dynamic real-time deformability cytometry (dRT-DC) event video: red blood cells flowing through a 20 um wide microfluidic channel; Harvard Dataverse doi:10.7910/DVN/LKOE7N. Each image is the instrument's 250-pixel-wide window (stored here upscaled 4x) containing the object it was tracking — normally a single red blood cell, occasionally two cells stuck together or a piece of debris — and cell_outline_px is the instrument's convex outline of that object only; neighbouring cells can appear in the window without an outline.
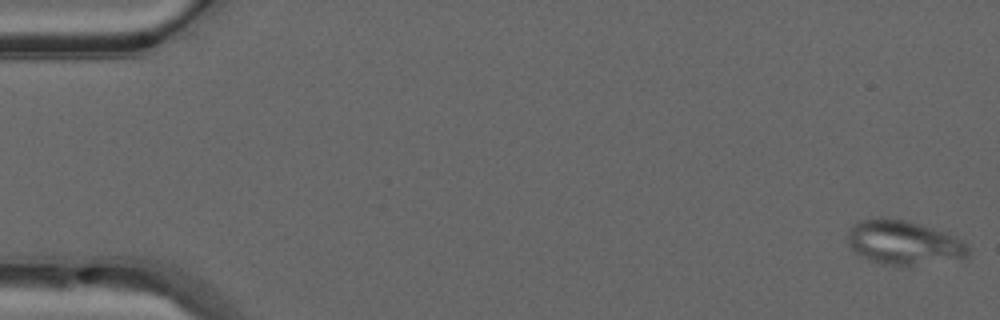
{"species": "common noctule bat (a hibernating species)", "species_latin": "Nyctalus noctula", "temperature_condition": "warm", "stored_images_in_passage": 50, "camera_frame_rate_fps": 3000, "um_per_image_px": 0.085, "animal": {"sex": "male", "forearm_length_mm": 52.5}, "frame": {"image": 1, "passage_image": 1, "time_ms": 0.0, "image_size_px": [1000, 320], "cell_outline_px": [[968, 260], [908, 264], [880, 264], [856, 252], [852, 248], [848, 240], [848, 228], [860, 220], [880, 216], [908, 220], [944, 232], [960, 240], [968, 248]], "centroid_in_image_um": [76.82, 20.59], "position_along_channel_um": 8.2, "area_um2": 30.81}}
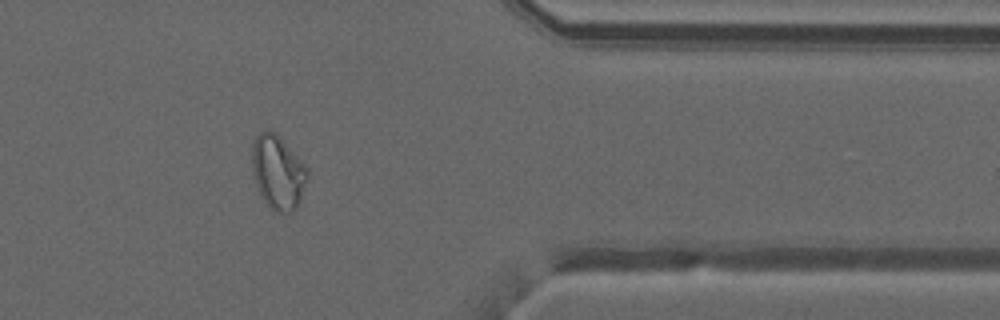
{"frame": {"image": 2, "passage_image": 41, "time_ms": 13.333, "image_size_px": [1000, 320], "cell_outline_px": [[308, 176], [300, 200], [296, 208], [288, 212], [276, 212], [260, 196], [252, 172], [252, 140], [264, 128], [268, 128], [276, 132], [280, 136], [308, 168]], "centroid_in_image_um": [23.6, 14.58], "position_along_channel_um": 387.8, "area_um2": 24.04}}
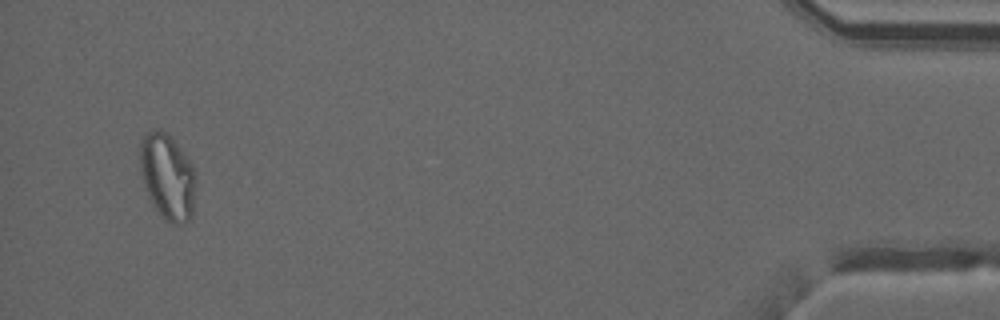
{"frame": {"image": 3, "passage_image": 48, "time_ms": 15.667, "image_size_px": [1000, 320], "cell_outline_px": [[196, 180], [192, 220], [176, 224], [172, 224], [164, 220], [148, 196], [140, 172], [140, 140], [148, 132], [156, 128], [172, 136], [188, 160], [196, 176]], "centroid_in_image_um": [14.24, 15.03], "position_along_channel_um": 421.0, "area_um2": 27.98}, "authors_computed_cell_mechanics": {"area_um2": 25.3164, "velocity_mm_per_s": 4.0874, "shape_relaxation_time_tau1_ms": null, "shape_relaxation_time_tau2_ms": 1.6715, "deformation_change_tau1": null, "deformation_change_tau2": 0.0843}}